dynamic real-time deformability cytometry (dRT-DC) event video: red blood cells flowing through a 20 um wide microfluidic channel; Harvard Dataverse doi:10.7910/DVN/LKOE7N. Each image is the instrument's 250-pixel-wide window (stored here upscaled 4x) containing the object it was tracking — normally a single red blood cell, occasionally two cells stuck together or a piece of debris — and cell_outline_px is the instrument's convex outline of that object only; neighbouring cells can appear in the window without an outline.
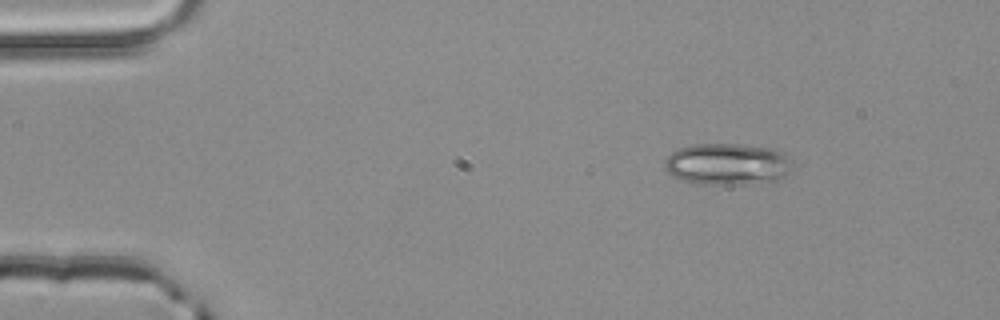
{"species": "common noctule bat (a hibernating species)", "species_latin": "Nyctalus noctula", "temperature_condition": "room temperature", "stored_images_in_passage": 3, "camera_frame_rate_fps": 3000, "um_per_image_px": 0.085, "animal": {"sex": "male", "body_mass_g": 20.4}, "frame": {"image": 1, "passage_image": 1, "time_ms": 0.0, "image_size_px": [1000, 320], "cell_outline_px": [[792, 168], [784, 176], [776, 180], [736, 184], [700, 184], [680, 180], [672, 176], [664, 168], [664, 160], [672, 152], [680, 148], [692, 144], [736, 144], [768, 148], [784, 152]], "centroid_in_image_um": [61.76, 13.95], "position_along_channel_um": 23.2, "area_um2": 30.75}}